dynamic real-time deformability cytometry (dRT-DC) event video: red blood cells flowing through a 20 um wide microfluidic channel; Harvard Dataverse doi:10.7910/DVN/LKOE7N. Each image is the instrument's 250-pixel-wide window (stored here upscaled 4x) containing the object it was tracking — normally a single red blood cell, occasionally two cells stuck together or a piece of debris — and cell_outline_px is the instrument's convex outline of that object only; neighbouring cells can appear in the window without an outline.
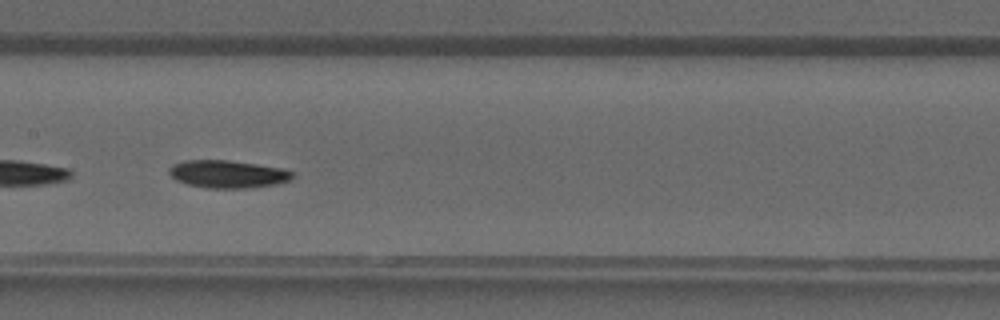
{"species": "common noctule bat (a hibernating species)", "species_latin": "Nyctalus noctula", "temperature_condition": "warm", "stored_images_in_passage": 37, "camera_frame_rate_fps": 3000, "um_per_image_px": 0.085, "animal": {"sex": "male", "forearm_length_mm": 52.5}, "frame": {"image": 1, "passage_image": 17, "time_ms": 5.333, "image_size_px": [1000, 320], "cell_outline_px": [[292, 176], [288, 180], [276, 184], [252, 188], [208, 188], [188, 184], [176, 180], [168, 172], [168, 168], [172, 164], [184, 160], [228, 160], [256, 164], [280, 168], [292, 172]], "centroid_in_image_um": [19.3, 14.79], "position_along_channel_um": 188.1, "area_um2": 19.77}}
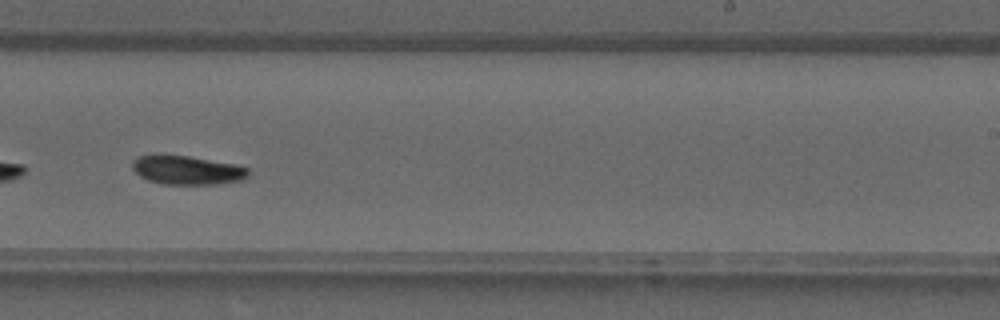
{"frame": {"image": 2, "passage_image": 22, "time_ms": 7.0, "image_size_px": [1000, 320], "cell_outline_px": [[248, 176], [244, 180], [216, 184], [160, 184], [148, 180], [140, 176], [132, 168], [132, 160], [136, 156], [156, 152], [164, 152], [188, 156], [232, 164], [248, 168]], "centroid_in_image_um": [15.8, 14.42], "position_along_channel_um": 273.2, "area_um2": 20.06}}
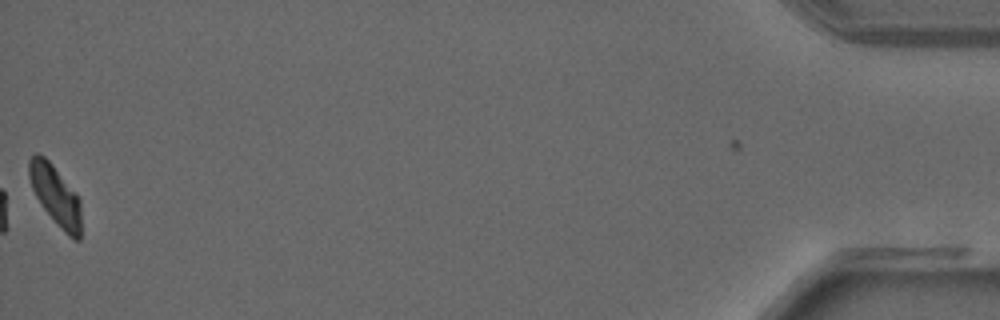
{"frame": {"image": 3, "passage_image": 37, "time_ms": 12.0, "image_size_px": [1000, 320], "cell_outline_px": [[80, 240], [76, 240], [68, 236], [64, 232], [44, 208], [36, 196], [32, 188], [28, 176], [28, 160], [36, 152], [44, 156], [52, 164], [76, 192], [80, 200]], "centroid_in_image_um": [4.71, 16.57], "position_along_channel_um": 430.5, "area_um2": 18.03}}